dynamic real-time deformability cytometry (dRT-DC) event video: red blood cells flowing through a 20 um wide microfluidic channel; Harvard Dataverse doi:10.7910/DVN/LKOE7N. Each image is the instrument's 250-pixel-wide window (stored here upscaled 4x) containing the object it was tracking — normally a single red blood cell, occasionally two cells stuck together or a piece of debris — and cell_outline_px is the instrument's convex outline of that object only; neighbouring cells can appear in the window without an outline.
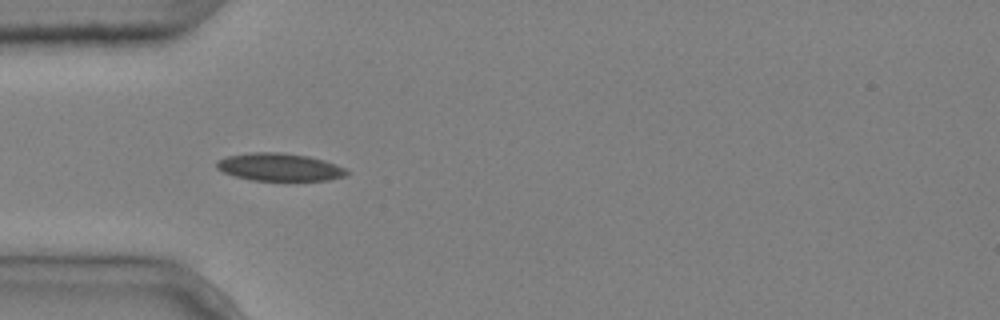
{"species": "common noctule bat (a hibernating species)", "species_latin": "Nyctalus noctula", "temperature_condition": "cold", "stored_images_in_passage": 4, "camera_frame_rate_fps": 3000, "um_per_image_px": 0.085, "animal": {"sex": "male", "body_mass_g": 20.4}, "frame": {"image": 1, "passage_image": 4, "time_ms": 1.0, "image_size_px": [1000, 320], "cell_outline_px": [[348, 176], [328, 180], [252, 180], [236, 176], [224, 172], [216, 168], [216, 160], [228, 156], [248, 152], [280, 152], [308, 156], [324, 160], [336, 164], [344, 168], [348, 172]], "centroid_in_image_um": [23.76, 14.19], "position_along_channel_um": 61.2, "area_um2": 20.98}}